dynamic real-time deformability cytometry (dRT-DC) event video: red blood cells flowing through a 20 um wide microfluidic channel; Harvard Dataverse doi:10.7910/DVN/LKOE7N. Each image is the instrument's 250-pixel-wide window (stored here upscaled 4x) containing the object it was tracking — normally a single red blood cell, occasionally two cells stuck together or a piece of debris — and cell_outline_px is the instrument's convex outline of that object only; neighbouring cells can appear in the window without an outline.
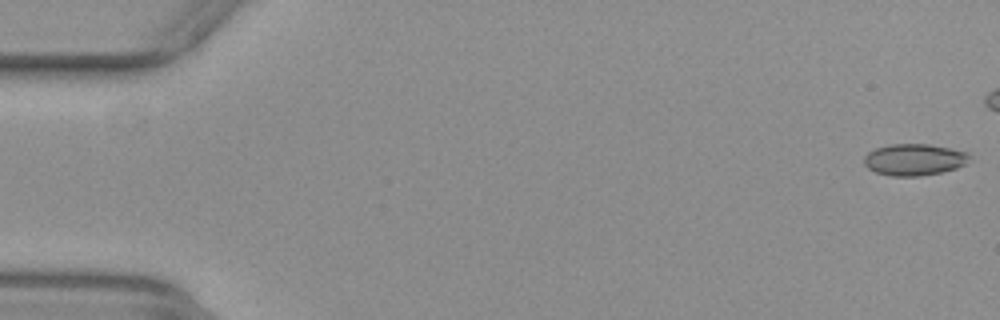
{"species": "common noctule bat (a hibernating species)", "species_latin": "Nyctalus noctula", "temperature_condition": "warm", "stored_images_in_passage": 44, "camera_frame_rate_fps": 3000, "um_per_image_px": 0.085, "animal": {"sex": "female", "body_mass_g": 29.2, "forearm_length_mm": 56.3}, "frame": {"image": 1, "passage_image": 1, "time_ms": 0.0, "image_size_px": [1000, 320], "cell_outline_px": [[972, 156], [964, 164], [956, 168], [940, 172], [916, 176], [892, 176], [876, 172], [868, 168], [864, 164], [864, 156], [868, 152], [876, 148], [892, 144], [928, 144], [968, 152]], "centroid_in_image_um": [77.7, 13.56], "position_along_channel_um": 7.3, "area_um2": 19.25}}
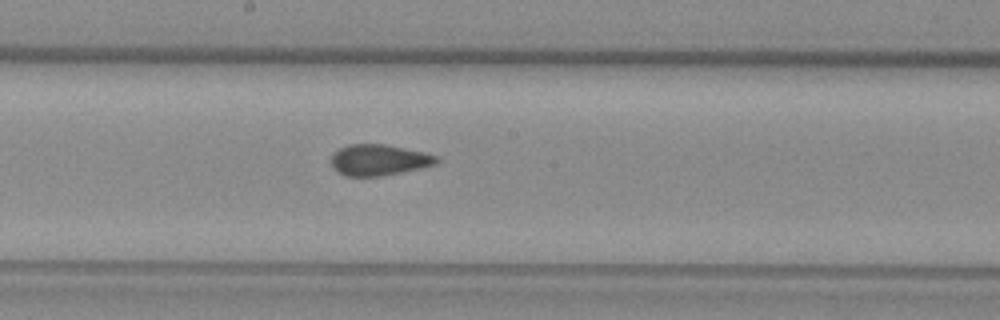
{"frame": {"image": 2, "passage_image": 29, "time_ms": 9.333, "image_size_px": [1000, 320], "cell_outline_px": [[436, 164], [400, 172], [380, 176], [344, 176], [332, 168], [332, 156], [340, 148], [348, 144], [384, 144], [404, 148], [436, 156]], "centroid_in_image_um": [32.13, 13.6], "position_along_channel_um": 216.1, "area_um2": 18.61}}
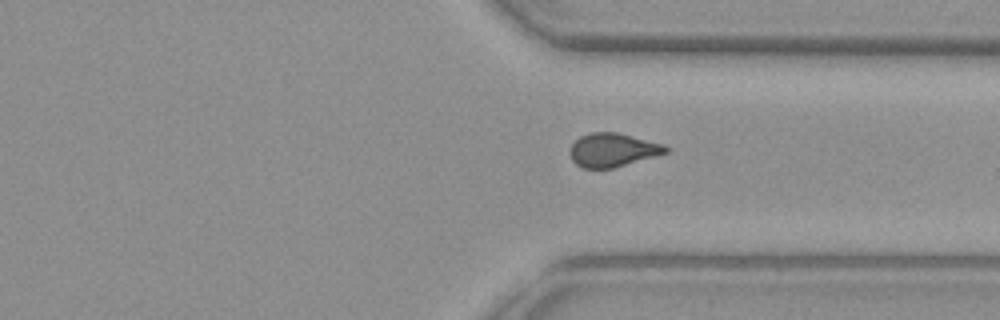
{"frame": {"image": 3, "passage_image": 40, "time_ms": 13.0, "image_size_px": [1000, 320], "cell_outline_px": [[672, 148], [668, 152], [612, 168], [584, 168], [576, 164], [572, 160], [568, 152], [572, 144], [580, 136], [592, 132], [616, 132], [664, 144]], "centroid_in_image_um": [52.07, 12.74], "position_along_channel_um": 359.3, "area_um2": 18.67}}